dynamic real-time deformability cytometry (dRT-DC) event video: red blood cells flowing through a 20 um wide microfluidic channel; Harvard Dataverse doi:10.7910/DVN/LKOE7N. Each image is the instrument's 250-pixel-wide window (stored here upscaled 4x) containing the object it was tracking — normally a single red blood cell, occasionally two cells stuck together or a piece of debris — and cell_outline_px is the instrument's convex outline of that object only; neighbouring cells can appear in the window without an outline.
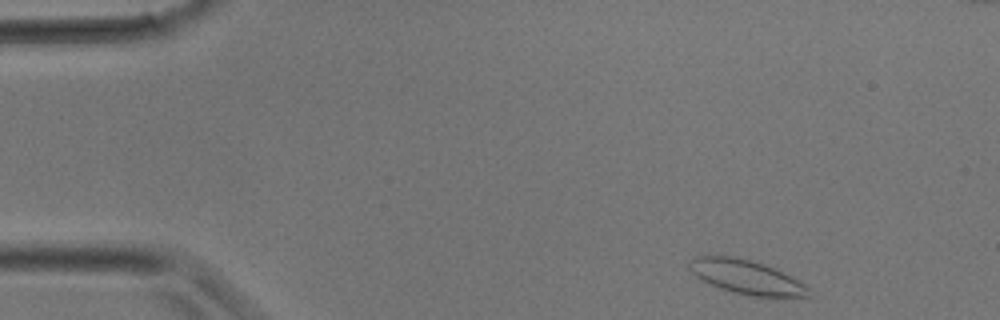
{"species": "common noctule bat (a hibernating species)", "species_latin": "Nyctalus noctula", "temperature_condition": "room temperature", "stored_images_in_passage": 32, "camera_frame_rate_fps": 3000, "um_per_image_px": 0.085, "animal": {"sex": "male", "body_mass_g": 17.9}, "frame": {"image": 1, "passage_image": 1, "time_ms": 0.0, "image_size_px": [1000, 320], "cell_outline_px": [[812, 296], [752, 296], [732, 292], [720, 288], [696, 276], [688, 268], [688, 264], [692, 256], [736, 256], [764, 264], [812, 288]], "centroid_in_image_um": [63.42, 23.54], "position_along_channel_um": 21.6, "area_um2": 23.35}}
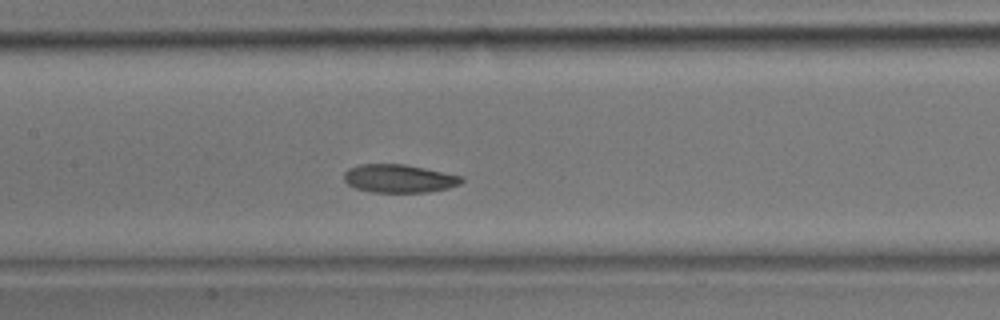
{"frame": {"image": 2, "passage_image": 13, "time_ms": 4.0, "image_size_px": [1000, 320], "cell_outline_px": [[464, 180], [460, 184], [448, 188], [428, 192], [372, 192], [356, 188], [348, 184], [344, 180], [344, 172], [348, 168], [360, 164], [404, 164], [464, 176]], "centroid_in_image_um": [33.93, 15.17], "position_along_channel_um": 173.5, "area_um2": 19.36}}
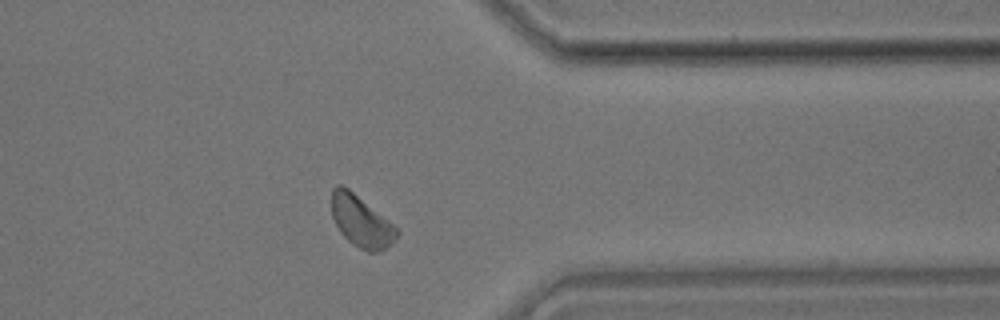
{"frame": {"image": 3, "passage_image": 24, "time_ms": 7.667, "image_size_px": [1000, 320], "cell_outline_px": [[400, 232], [396, 240], [380, 252], [368, 252], [352, 244], [340, 232], [332, 216], [332, 188], [336, 184], [340, 184], [348, 188], [400, 228]], "centroid_in_image_um": [30.74, 18.82], "position_along_channel_um": 380.7, "area_um2": 19.77}}